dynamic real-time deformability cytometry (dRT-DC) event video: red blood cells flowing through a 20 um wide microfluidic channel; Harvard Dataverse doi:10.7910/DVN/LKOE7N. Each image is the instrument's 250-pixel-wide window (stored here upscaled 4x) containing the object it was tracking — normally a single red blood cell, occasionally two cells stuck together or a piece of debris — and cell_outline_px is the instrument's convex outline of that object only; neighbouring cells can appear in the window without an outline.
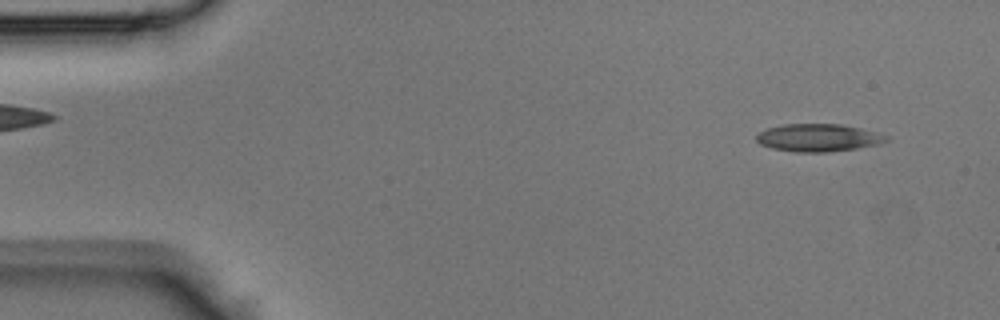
{"species": "Egyptian fruit bat (a non-hibernating species)", "species_latin": "Rousettus aegyptiacus", "temperature_condition": "room temperature", "stored_images_in_passage": 43, "camera_frame_rate_fps": 3000, "um_per_image_px": 0.085, "animal": {"sex": "male"}, "frame": {"image": 1, "passage_image": 3, "time_ms": 0.667, "image_size_px": [1000, 320], "cell_outline_px": [[892, 136], [888, 140], [880, 144], [856, 148], [828, 152], [796, 152], [772, 148], [760, 144], [756, 140], [756, 136], [760, 132], [768, 128], [784, 124], [840, 124], [860, 128]], "centroid_in_image_um": [69.59, 11.7], "position_along_channel_um": 15.4, "area_um2": 20.92}}
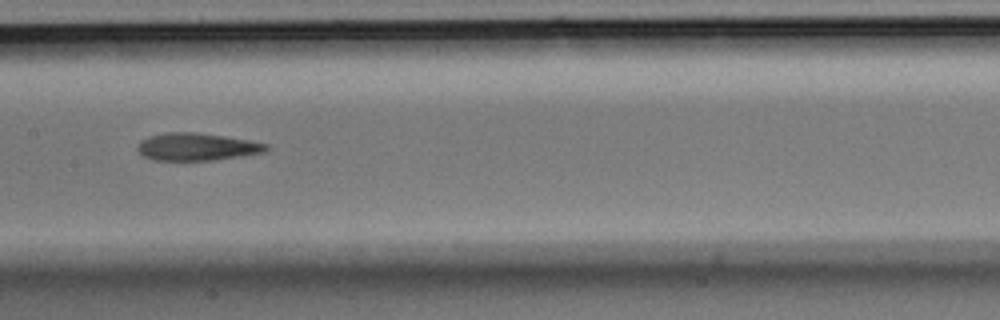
{"frame": {"image": 2, "passage_image": 21, "time_ms": 6.667, "image_size_px": [1000, 320], "cell_outline_px": [[268, 148], [264, 152], [212, 160], [152, 160], [144, 156], [136, 148], [140, 140], [148, 136], [168, 132], [192, 132], [224, 136], [248, 140], [268, 144]], "centroid_in_image_um": [16.68, 12.47], "position_along_channel_um": 190.7, "area_um2": 20.4}}
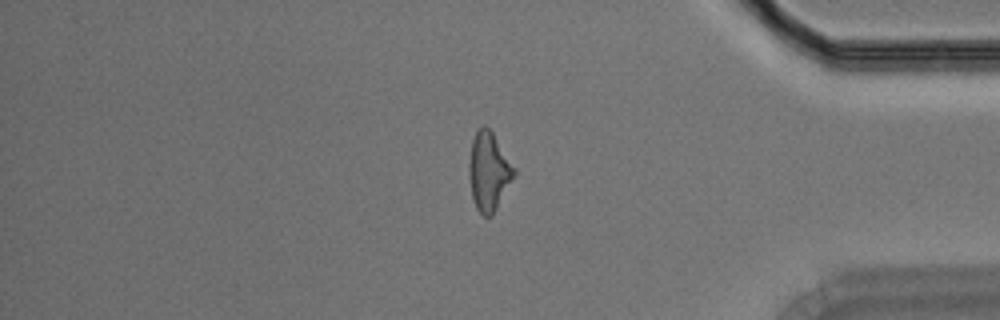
{"frame": {"image": 3, "passage_image": 36, "time_ms": 11.667, "image_size_px": [1000, 320], "cell_outline_px": [[516, 172], [492, 216], [484, 216], [476, 208], [472, 196], [468, 176], [468, 164], [472, 140], [476, 132], [484, 124], [492, 132], [516, 168]], "centroid_in_image_um": [41.53, 14.56], "position_along_channel_um": 393.7, "area_um2": 20.46}}